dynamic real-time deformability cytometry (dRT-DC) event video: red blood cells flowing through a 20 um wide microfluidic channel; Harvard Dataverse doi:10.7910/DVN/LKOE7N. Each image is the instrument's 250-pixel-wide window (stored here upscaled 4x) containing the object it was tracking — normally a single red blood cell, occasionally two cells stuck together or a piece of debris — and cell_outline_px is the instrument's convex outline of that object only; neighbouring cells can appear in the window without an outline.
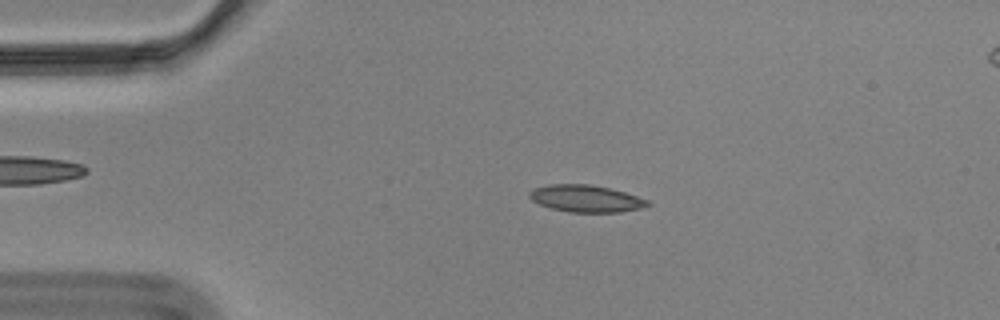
{"species": "Egyptian fruit bat (a non-hibernating species)", "species_latin": "Rousettus aegyptiacus", "temperature_condition": "cold", "stored_images_in_passage": 57, "segment_of_instrument_passage": [1, 2], "camera_frame_rate_fps": 3000, "um_per_image_px": 0.085, "animal": {"sex": "male"}, "frame": {"image": 1, "passage_image": 12, "time_ms": 3.667, "image_size_px": [1000, 320], "cell_outline_px": [[652, 204], [640, 208], [620, 212], [568, 212], [552, 208], [540, 204], [532, 200], [528, 196], [528, 192], [532, 188], [552, 184], [588, 184], [612, 188], [648, 200]], "centroid_in_image_um": [49.79, 16.87], "position_along_channel_um": 35.2, "area_um2": 18.61}}
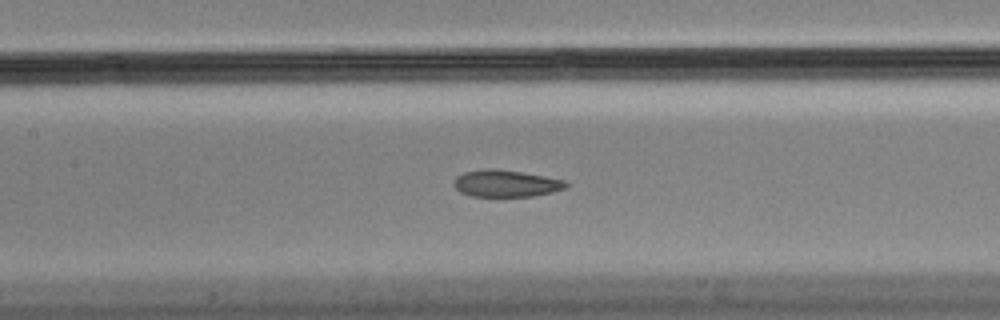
{"frame": {"image": 2, "passage_image": 26, "time_ms": 8.333, "image_size_px": [1000, 320], "cell_outline_px": [[568, 184], [564, 188], [552, 192], [532, 196], [472, 196], [460, 192], [452, 184], [452, 180], [456, 176], [464, 172], [484, 168], [492, 168], [520, 172], [544, 176], [564, 180]], "centroid_in_image_um": [42.94, 15.58], "position_along_channel_um": 164.5, "area_um2": 17.51}}
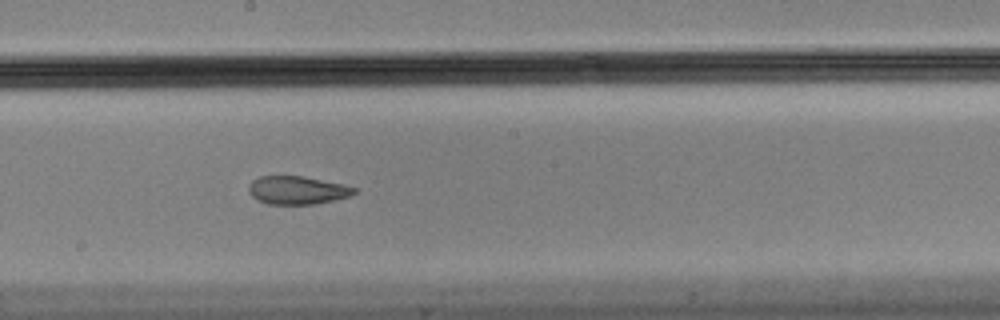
{"frame": {"image": 3, "passage_image": 31, "time_ms": 10.0, "image_size_px": [1000, 320], "cell_outline_px": [[356, 192], [348, 196], [316, 204], [268, 204], [252, 196], [248, 192], [248, 184], [252, 180], [260, 176], [304, 176], [344, 184], [356, 188]], "centroid_in_image_um": [25.24, 16.15], "position_along_channel_um": 223.0, "area_um2": 17.28}}